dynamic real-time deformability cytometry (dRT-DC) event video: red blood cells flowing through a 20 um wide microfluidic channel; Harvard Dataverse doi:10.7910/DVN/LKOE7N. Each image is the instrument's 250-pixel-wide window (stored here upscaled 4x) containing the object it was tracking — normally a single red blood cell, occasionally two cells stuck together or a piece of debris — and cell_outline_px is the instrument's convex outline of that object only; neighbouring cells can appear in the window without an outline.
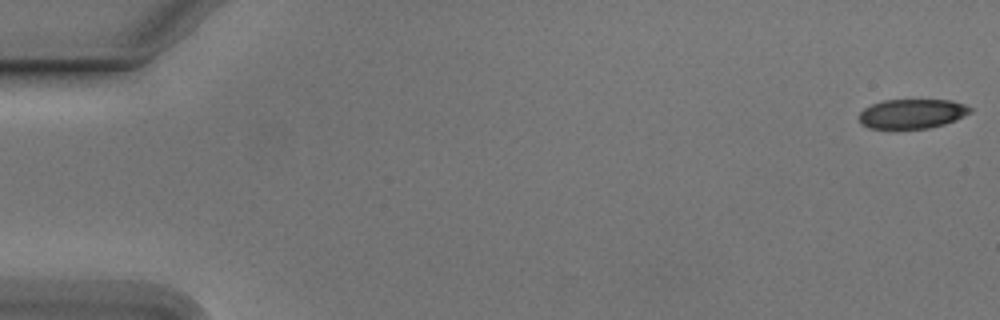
{"species": "Egyptian fruit bat (a non-hibernating species)", "species_latin": "Rousettus aegyptiacus", "temperature_condition": "cold", "stored_images_in_passage": 54, "camera_frame_rate_fps": 3000, "um_per_image_px": 0.085, "animal": {"sex": "male"}, "frame": {"image": 1, "passage_image": 1, "time_ms": 0.0, "image_size_px": [1000, 320], "cell_outline_px": [[972, 112], [956, 120], [944, 124], [928, 128], [868, 128], [860, 124], [860, 112], [864, 108], [872, 104], [884, 100], [952, 100], [964, 104], [972, 108]], "centroid_in_image_um": [77.54, 9.66], "position_along_channel_um": 7.5, "area_um2": 19.07}}
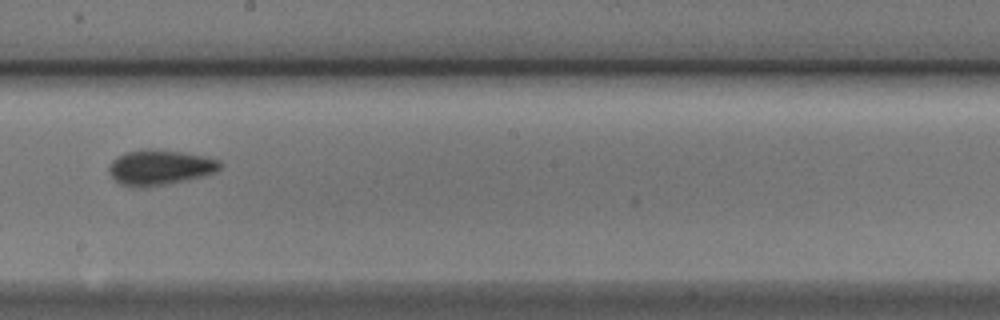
{"frame": {"image": 2, "passage_image": 31, "time_ms": 10.0, "image_size_px": [1000, 320], "cell_outline_px": [[224, 164], [216, 172], [204, 176], [168, 184], [148, 188], [128, 188], [120, 184], [108, 172], [108, 168], [112, 160], [116, 156], [124, 152], [144, 148], [156, 148], [208, 156], [220, 160]], "centroid_in_image_um": [13.58, 14.23], "position_along_channel_um": 234.6, "area_um2": 23.64}}
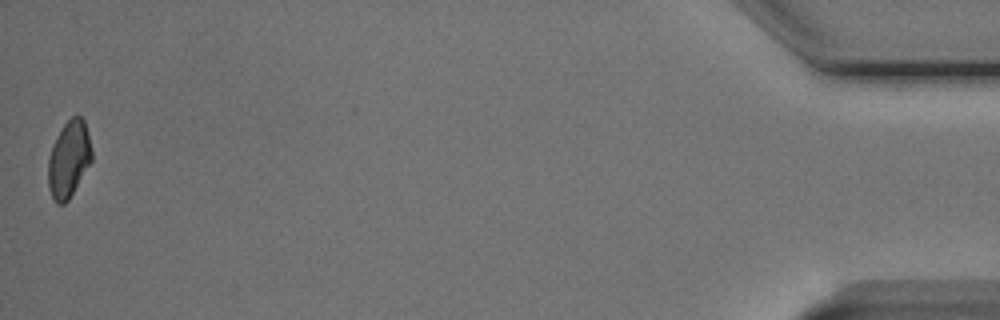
{"frame": {"image": 3, "passage_image": 54, "time_ms": 17.667, "image_size_px": [1000, 320], "cell_outline_px": [[92, 160], [68, 200], [64, 204], [56, 204], [48, 188], [48, 160], [52, 144], [56, 136], [64, 124], [76, 112], [84, 120], [92, 152]], "centroid_in_image_um": [5.83, 13.51], "position_along_channel_um": 429.4, "area_um2": 19.42}, "authors_computed_cell_mechanics": {"area_um2": 20.9525, "velocity_mm_per_s": 3.7809, "shape_relaxation_time_tau1_ms": 4.3587, "shape_relaxation_time_tau2_ms": 2.5903, "deformation_change_tau1": 0.0918, "deformation_change_tau2": 0.0671}}